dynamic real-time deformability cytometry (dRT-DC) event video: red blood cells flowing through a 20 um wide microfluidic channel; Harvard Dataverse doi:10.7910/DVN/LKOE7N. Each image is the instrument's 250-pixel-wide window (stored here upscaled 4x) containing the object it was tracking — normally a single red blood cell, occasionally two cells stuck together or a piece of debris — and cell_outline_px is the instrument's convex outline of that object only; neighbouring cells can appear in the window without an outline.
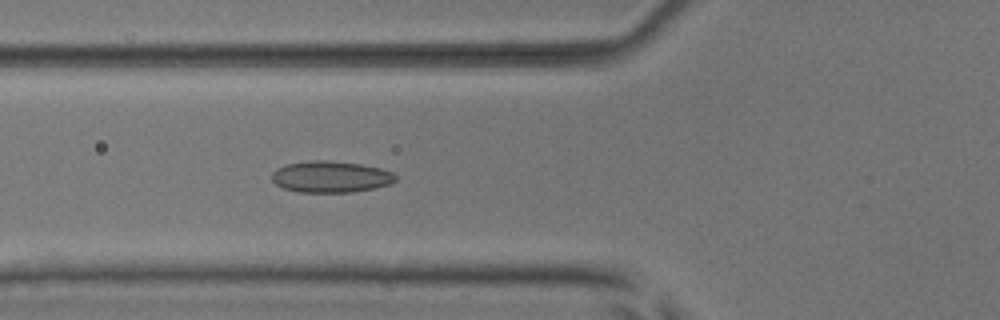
{"species": "common noctule bat (a hibernating species)", "species_latin": "Nyctalus noctula", "temperature_condition": "room temperature", "stored_images_in_passage": 54, "segment_of_instrument_passage": [1, 2], "camera_frame_rate_fps": 3000, "um_per_image_px": 0.085, "animal": {"sex": "male", "body_mass_g": 17.9, "forearm_length_mm": 54.2}, "frame": {"image": 1, "passage_image": 20, "time_ms": 6.333, "image_size_px": [1000, 320], "cell_outline_px": [[396, 180], [388, 184], [376, 188], [352, 192], [300, 192], [284, 188], [276, 184], [272, 180], [272, 172], [276, 168], [284, 164], [312, 160], [328, 160], [360, 164], [380, 168], [392, 172], [396, 176]], "centroid_in_image_um": [28.09, 15.02], "position_along_channel_um": 97.7, "area_um2": 22.72}}
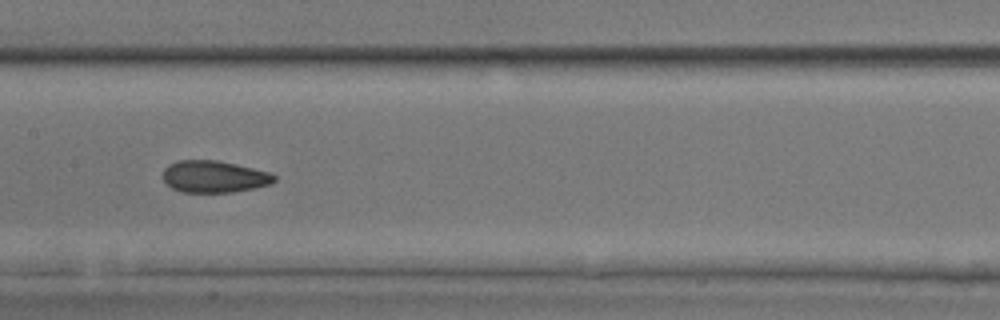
{"frame": {"image": 2, "passage_image": 27, "time_ms": 8.667, "image_size_px": [1000, 320], "cell_outline_px": [[276, 180], [272, 184], [232, 192], [180, 192], [172, 188], [164, 180], [164, 168], [168, 164], [176, 160], [216, 160], [236, 164], [268, 172], [276, 176]], "centroid_in_image_um": [18.19, 15.01], "position_along_channel_um": 189.2, "area_um2": 20.63}}
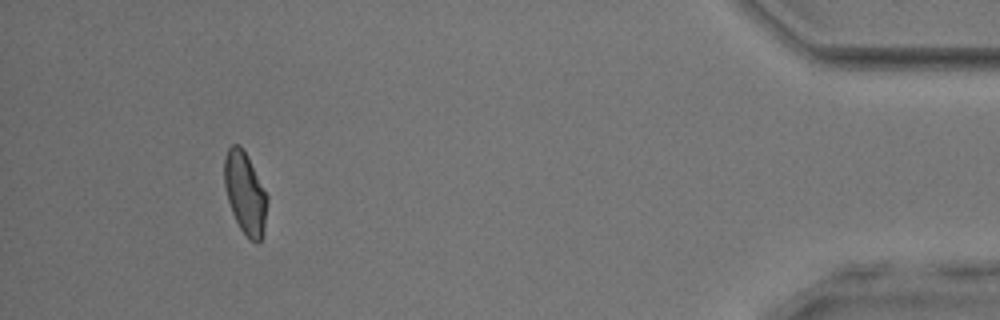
{"frame": {"image": 3, "passage_image": 49, "time_ms": 16.0, "image_size_px": [1000, 320], "cell_outline_px": [[268, 200], [264, 228], [260, 240], [256, 244], [248, 240], [240, 228], [232, 212], [228, 200], [224, 184], [224, 160], [228, 148], [232, 144], [240, 144], [244, 148], [268, 196]], "centroid_in_image_um": [20.84, 16.4], "position_along_channel_um": 414.4, "area_um2": 20.63}}